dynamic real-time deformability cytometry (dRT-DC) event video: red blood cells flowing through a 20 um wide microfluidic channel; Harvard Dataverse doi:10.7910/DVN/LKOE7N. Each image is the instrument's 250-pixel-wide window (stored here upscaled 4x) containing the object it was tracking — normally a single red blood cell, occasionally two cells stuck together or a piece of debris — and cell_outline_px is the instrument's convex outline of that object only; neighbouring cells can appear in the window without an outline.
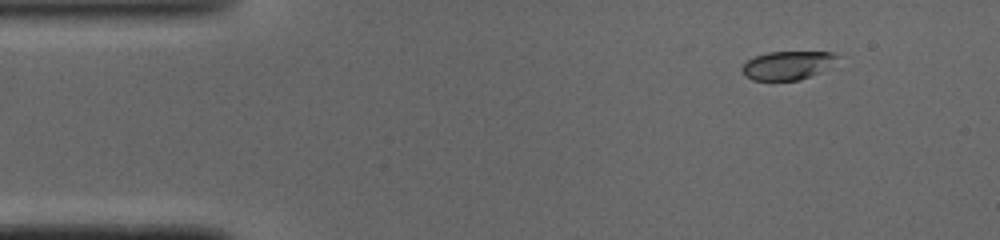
{"species": "common noctule bat (a hibernating species)", "species_latin": "Nyctalus noctula", "temperature_condition": "cold", "stored_images_in_passage": 44, "camera_frame_rate_fps": 3000, "um_per_image_px": 0.085, "animal": {"sex": "male", "body_mass_g": 19.0, "forearm_length_mm": 50.8}, "frame": {"image": 1, "passage_image": 1, "time_ms": 0.0, "image_size_px": [1000, 240], "cell_outline_px": [[840, 56], [816, 72], [800, 80], [752, 80], [744, 76], [740, 68], [748, 60], [756, 56], [768, 52], [832, 52]], "centroid_in_image_um": [66.82, 5.55], "position_along_channel_um": 18.2, "area_um2": 15.32}}
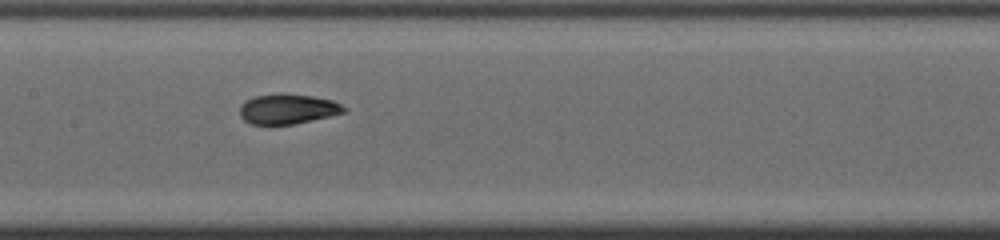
{"frame": {"image": 2, "passage_image": 19, "time_ms": 6.0, "image_size_px": [1000, 240], "cell_outline_px": [[348, 108], [344, 112], [328, 116], [292, 124], [252, 124], [244, 120], [240, 116], [240, 104], [256, 96], [280, 92], [312, 96], [332, 100]], "centroid_in_image_um": [24.44, 9.24], "position_along_channel_um": 183.0, "area_um2": 18.09}}
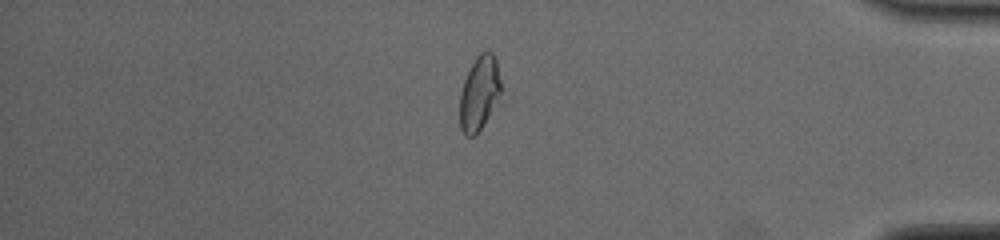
{"frame": {"image": 3, "passage_image": 37, "time_ms": 12.0, "image_size_px": [1000, 240], "cell_outline_px": [[500, 96], [476, 136], [464, 136], [460, 128], [460, 92], [464, 80], [476, 56], [480, 52], [492, 52], [496, 60], [500, 80]], "centroid_in_image_um": [40.72, 7.94], "position_along_channel_um": 394.5, "area_um2": 17.63}, "authors_computed_cell_mechanics": {"area_um2": 18.0914, "velocity_mm_per_s": 4.0892, "shape_relaxation_time_tau1_ms": 4.188, "shape_relaxation_time_tau2_ms": 1.0277, "deformation_change_tau1": 0.1664, "deformation_change_tau2": 0.0586}}